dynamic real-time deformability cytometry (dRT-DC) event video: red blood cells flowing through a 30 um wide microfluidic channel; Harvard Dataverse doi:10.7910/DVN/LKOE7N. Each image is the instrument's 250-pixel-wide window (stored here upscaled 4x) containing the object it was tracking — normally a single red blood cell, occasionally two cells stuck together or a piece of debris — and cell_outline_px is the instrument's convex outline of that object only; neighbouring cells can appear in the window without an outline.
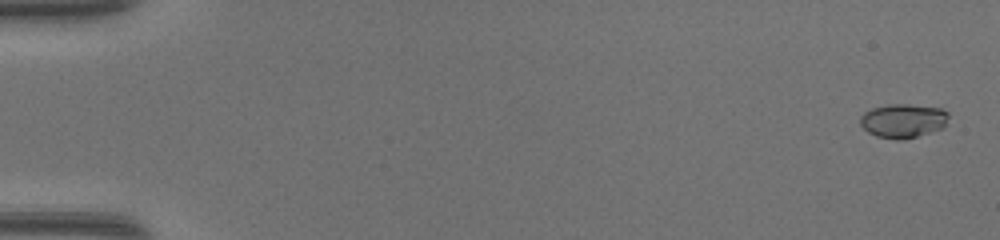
{"species": "common noctule bat (a hibernating species)", "species_latin": "Nyctalus noctula", "temperature_condition": "warm", "stored_images_in_passage": 48, "camera_frame_rate_fps": 3000, "um_per_image_px": 0.085, "animal": {"sex": "female", "body_mass_g": 17.0, "forearm_length_mm": 48.0}, "frame": {"image": 1, "passage_image": 1, "time_ms": 0.0, "image_size_px": [1000, 240], "cell_outline_px": [[948, 116], [944, 128], [916, 136], [876, 136], [868, 132], [860, 124], [860, 116], [864, 112], [872, 108], [888, 104], [908, 104], [940, 108], [948, 112]], "centroid_in_image_um": [76.77, 10.2], "position_along_channel_um": 8.2, "area_um2": 16.88}}
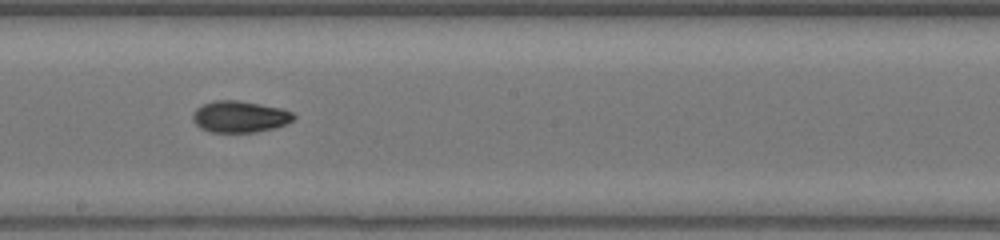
{"frame": {"image": 2, "passage_image": 28, "time_ms": 9.0, "image_size_px": [1000, 240], "cell_outline_px": [[296, 116], [292, 120], [276, 128], [256, 132], [212, 132], [200, 128], [192, 120], [192, 116], [196, 108], [212, 100], [236, 100], [260, 104], [280, 108], [292, 112]], "centroid_in_image_um": [20.36, 9.92], "position_along_channel_um": 227.8, "area_um2": 18.5}}
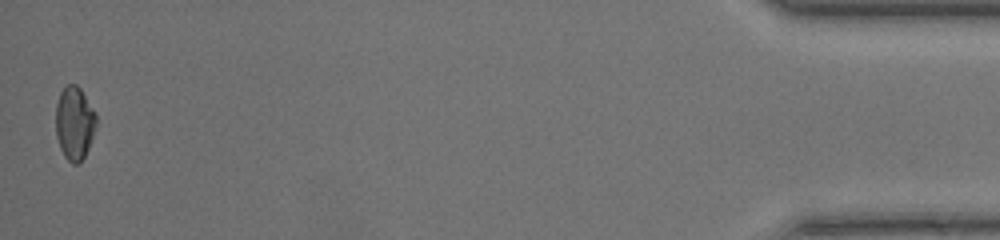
{"frame": {"image": 3, "passage_image": 48, "time_ms": 15.667, "image_size_px": [1000, 240], "cell_outline_px": [[96, 124], [88, 148], [84, 156], [76, 164], [72, 164], [64, 156], [60, 148], [56, 136], [56, 104], [60, 92], [68, 84], [76, 84], [80, 88], [96, 112]], "centroid_in_image_um": [6.32, 10.44], "position_along_channel_um": 428.9, "area_um2": 17.17}, "authors_computed_cell_mechanics": {"area_um2": 17.5423, "velocity_mm_per_s": 4.3687, "shape_relaxation_time_tau1_ms": null, "shape_relaxation_time_tau2_ms": 1.8012, "deformation_change_tau1": null, "deformation_change_tau2": 0.0519}}